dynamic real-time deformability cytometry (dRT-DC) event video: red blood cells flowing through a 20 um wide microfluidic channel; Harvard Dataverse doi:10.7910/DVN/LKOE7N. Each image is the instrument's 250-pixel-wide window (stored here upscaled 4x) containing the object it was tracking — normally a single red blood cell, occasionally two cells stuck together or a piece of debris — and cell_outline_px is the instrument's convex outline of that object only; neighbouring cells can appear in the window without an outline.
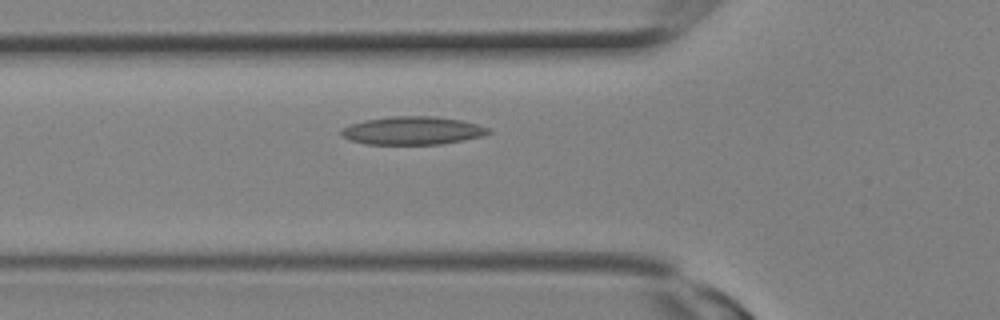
{"species": "Egyptian fruit bat (a non-hibernating species)", "species_latin": "Rousettus aegyptiacus", "temperature_condition": "room temperature", "stored_images_in_passage": 13, "camera_frame_rate_fps": 3000, "um_per_image_px": 0.085, "animal": {"sex": "female"}, "frame": {"image": 1, "passage_image": 8, "time_ms": 2.333, "image_size_px": [1000, 320], "cell_outline_px": [[492, 132], [484, 136], [440, 144], [368, 144], [352, 140], [344, 136], [340, 132], [340, 128], [364, 120], [392, 116], [436, 116], [460, 120], [476, 124], [488, 128]], "centroid_in_image_um": [35.08, 11.09], "position_along_channel_um": 90.7, "area_um2": 23.93}}
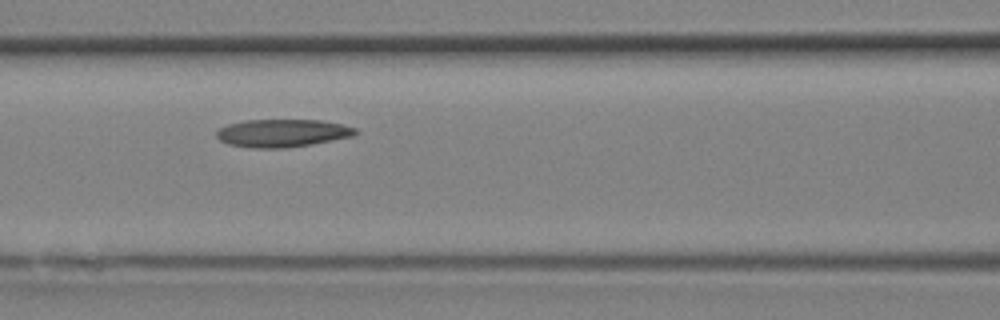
{"frame": {"image": 2, "passage_image": 10, "time_ms": 3.0, "image_size_px": [1000, 320], "cell_outline_px": [[360, 132], [352, 136], [312, 144], [288, 148], [252, 148], [228, 144], [220, 140], [216, 136], [216, 132], [220, 128], [228, 124], [244, 120], [320, 120], [340, 124], [356, 128]], "centroid_in_image_um": [23.99, 11.31], "position_along_channel_um": 142.6, "area_um2": 22.54}}